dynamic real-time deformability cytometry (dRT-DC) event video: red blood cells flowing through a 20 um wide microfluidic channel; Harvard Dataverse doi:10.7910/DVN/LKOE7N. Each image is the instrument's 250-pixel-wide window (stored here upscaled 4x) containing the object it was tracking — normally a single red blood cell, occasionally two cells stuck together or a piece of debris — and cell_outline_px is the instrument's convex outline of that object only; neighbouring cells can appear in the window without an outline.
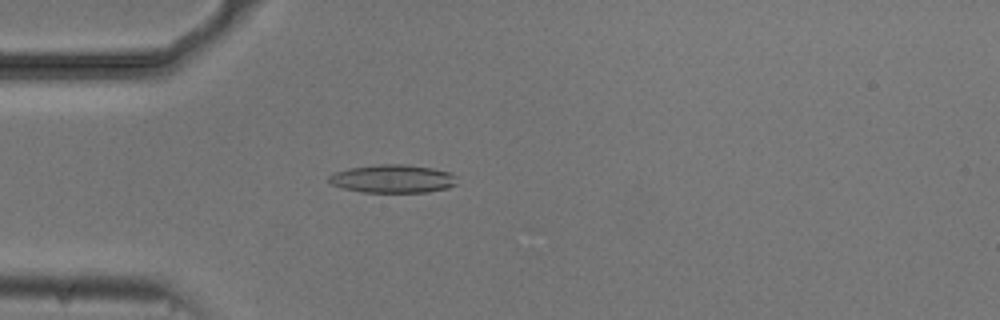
{"species": "common noctule bat (a hibernating species)", "species_latin": "Nyctalus noctula", "temperature_condition": "cold", "stored_images_in_passage": 54, "camera_frame_rate_fps": 3000, "um_per_image_px": 0.085, "animal": {"sex": "male", "body_mass_g": 20.5, "forearm_length_mm": 52.5}, "frame": {"image": 1, "passage_image": 15, "time_ms": 4.667, "image_size_px": [1000, 320], "cell_outline_px": [[456, 184], [448, 188], [428, 192], [364, 192], [344, 188], [332, 184], [328, 180], [328, 176], [336, 172], [348, 168], [380, 164], [400, 164], [432, 168], [452, 172], [456, 176]], "centroid_in_image_um": [33.42, 15.19], "position_along_channel_um": 51.6, "area_um2": 20.98}}
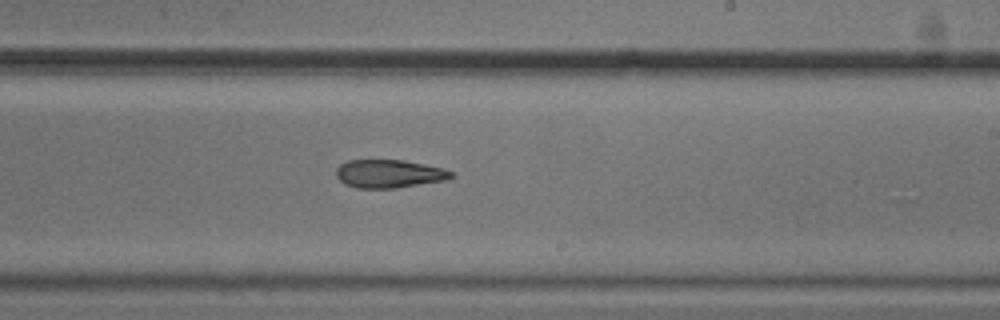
{"frame": {"image": 2, "passage_image": 32, "time_ms": 10.333, "image_size_px": [1000, 320], "cell_outline_px": [[456, 176], [448, 180], [396, 188], [356, 188], [344, 184], [336, 176], [336, 168], [340, 164], [348, 160], [404, 160], [444, 168], [452, 172]], "centroid_in_image_um": [33.09, 14.77], "position_along_channel_um": 255.9, "area_um2": 19.13}}
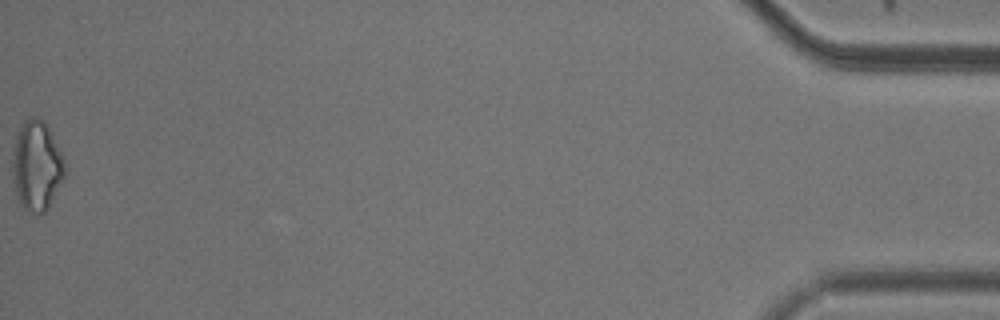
{"frame": {"image": 3, "passage_image": 54, "time_ms": 17.667, "image_size_px": [1000, 320], "cell_outline_px": [[68, 168], [48, 208], [44, 212], [36, 216], [24, 208], [20, 204], [12, 172], [12, 148], [16, 136], [24, 120], [32, 116], [36, 116], [44, 120], [64, 156]], "centroid_in_image_um": [3.13, 14.07], "position_along_channel_um": 432.1, "area_um2": 27.69}, "authors_computed_cell_mechanics": {"area_um2": 20.4034, "velocity_mm_per_s": 3.7478, "shape_relaxation_time_tau1_ms": null, "shape_relaxation_time_tau2_ms": 2.5641, "deformation_change_tau1": null, "deformation_change_tau2": 0.1146}}